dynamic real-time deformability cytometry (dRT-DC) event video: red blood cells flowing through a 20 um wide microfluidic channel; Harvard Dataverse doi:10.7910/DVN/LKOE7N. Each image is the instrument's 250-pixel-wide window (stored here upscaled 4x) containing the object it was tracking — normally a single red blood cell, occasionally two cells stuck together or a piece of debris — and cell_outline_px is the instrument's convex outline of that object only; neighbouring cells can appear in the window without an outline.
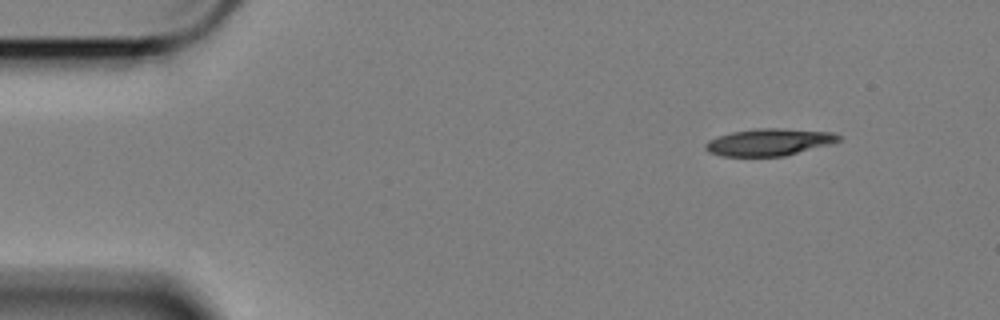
{"species": "Egyptian fruit bat (a non-hibernating species)", "species_latin": "Rousettus aegyptiacus", "temperature_condition": "cold", "stored_images_in_passage": 53, "camera_frame_rate_fps": 3000, "um_per_image_px": 0.085, "animal": {"sex": "female"}, "frame": {"image": 1, "passage_image": 1, "time_ms": 0.0, "image_size_px": [1000, 320], "cell_outline_px": [[840, 140], [832, 144], [784, 156], [724, 156], [708, 152], [704, 148], [704, 144], [708, 140], [732, 132], [756, 128], [776, 128], [832, 132], [840, 136]], "centroid_in_image_um": [65.37, 12.08], "position_along_channel_um": 19.6, "area_um2": 20.92}}
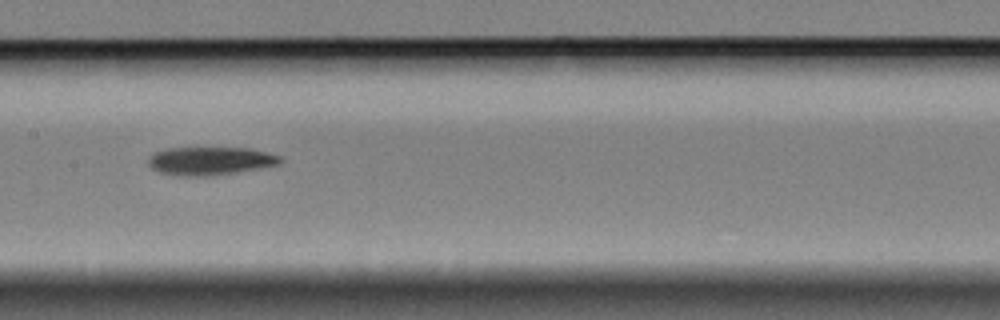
{"frame": {"image": 2, "passage_image": 23, "time_ms": 7.333, "image_size_px": [1000, 320], "cell_outline_px": [[284, 160], [280, 164], [236, 172], [208, 176], [176, 176], [160, 172], [152, 168], [148, 164], [148, 156], [156, 152], [168, 148], [252, 148], [280, 156]], "centroid_in_image_um": [17.86, 13.68], "position_along_channel_um": 189.5, "area_um2": 21.68}}
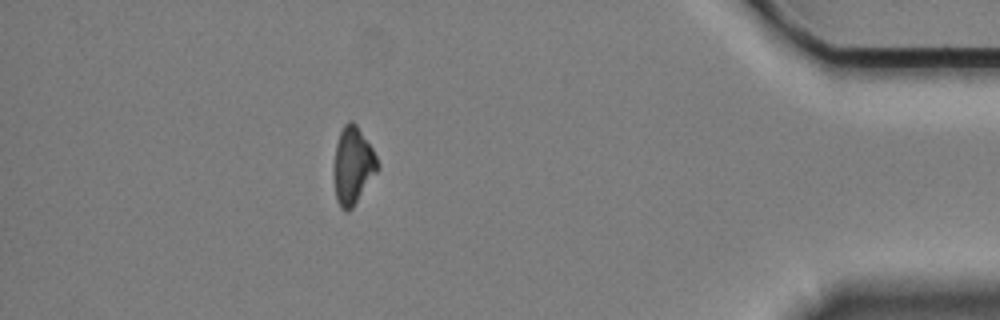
{"frame": {"image": 3, "passage_image": 46, "time_ms": 15.0, "image_size_px": [1000, 320], "cell_outline_px": [[380, 168], [352, 208], [348, 212], [344, 212], [340, 208], [336, 200], [336, 144], [340, 132], [344, 124], [348, 120], [352, 120], [356, 124], [372, 148], [380, 164]], "centroid_in_image_um": [30.04, 14.08], "position_along_channel_um": 405.2, "area_um2": 19.25}, "authors_computed_cell_mechanics": {"area_um2": 21.2126, "velocity_mm_per_s": 3.4176, "shape_relaxation_time_tau1_ms": 6.3803, "shape_relaxation_time_tau2_ms": null, "deformation_change_tau1": 0.1696, "deformation_change_tau2": null}}